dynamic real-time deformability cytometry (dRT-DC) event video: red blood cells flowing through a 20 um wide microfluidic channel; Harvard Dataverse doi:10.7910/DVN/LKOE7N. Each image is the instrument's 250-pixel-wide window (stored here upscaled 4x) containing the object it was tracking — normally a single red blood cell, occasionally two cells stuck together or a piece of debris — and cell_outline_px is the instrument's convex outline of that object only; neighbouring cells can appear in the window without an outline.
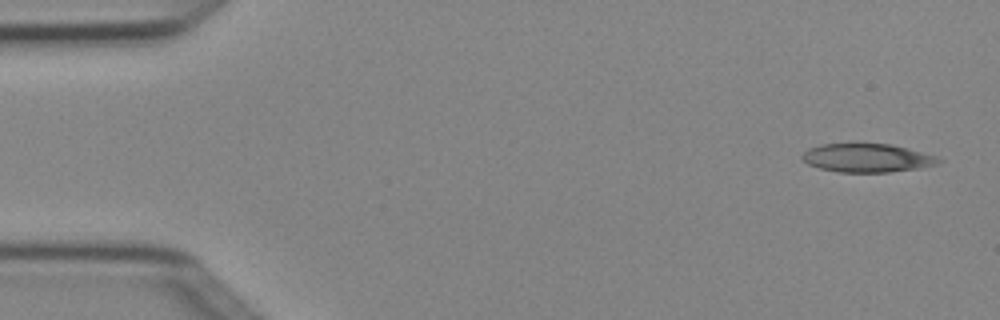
{"species": "Egyptian fruit bat (a non-hibernating species)", "species_latin": "Rousettus aegyptiacus", "temperature_condition": "cold", "stored_images_in_passage": 3, "camera_frame_rate_fps": 3000, "um_per_image_px": 0.085, "animal": {"sex": "female"}, "frame": {"image": 1, "passage_image": 1, "time_ms": 0.0, "image_size_px": [1000, 320], "cell_outline_px": [[944, 160], [936, 164], [920, 168], [888, 172], [836, 172], [820, 168], [808, 164], [800, 156], [808, 148], [820, 144], [852, 140], [892, 144], [908, 148], [936, 156]], "centroid_in_image_um": [73.65, 13.37], "position_along_channel_um": 11.3, "area_um2": 23.7}}